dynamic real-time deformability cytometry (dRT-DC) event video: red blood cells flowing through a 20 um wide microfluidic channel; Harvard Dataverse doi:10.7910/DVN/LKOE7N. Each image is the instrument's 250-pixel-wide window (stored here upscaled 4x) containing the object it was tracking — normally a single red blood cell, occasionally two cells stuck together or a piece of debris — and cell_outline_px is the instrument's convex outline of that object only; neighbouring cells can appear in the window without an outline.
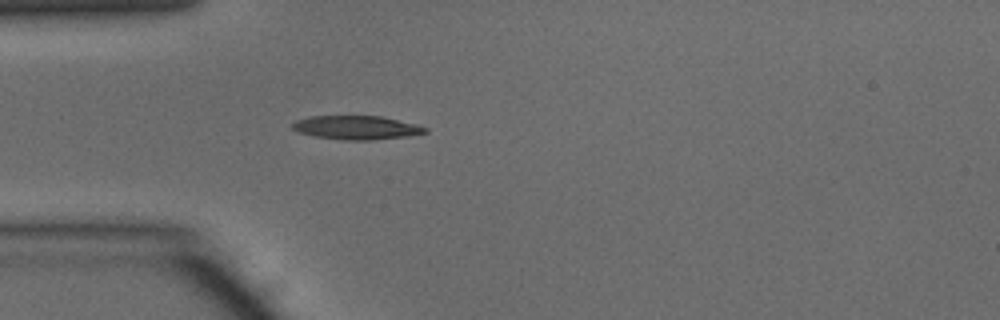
{"species": "common noctule bat (a hibernating species)", "species_latin": "Nyctalus noctula", "temperature_condition": "warm", "stored_images_in_passage": 35, "camera_frame_rate_fps": 3000, "um_per_image_px": 0.085, "animal": {"sex": "male", "body_mass_g": 15.6}, "frame": {"image": 1, "passage_image": 1, "time_ms": 0.0, "image_size_px": [1000, 320], "cell_outline_px": [[428, 132], [408, 136], [372, 140], [344, 140], [312, 136], [300, 132], [292, 128], [292, 124], [296, 120], [308, 116], [380, 116], [416, 124], [428, 128]], "centroid_in_image_um": [30.3, 10.84], "position_along_channel_um": 54.7, "area_um2": 18.38}}
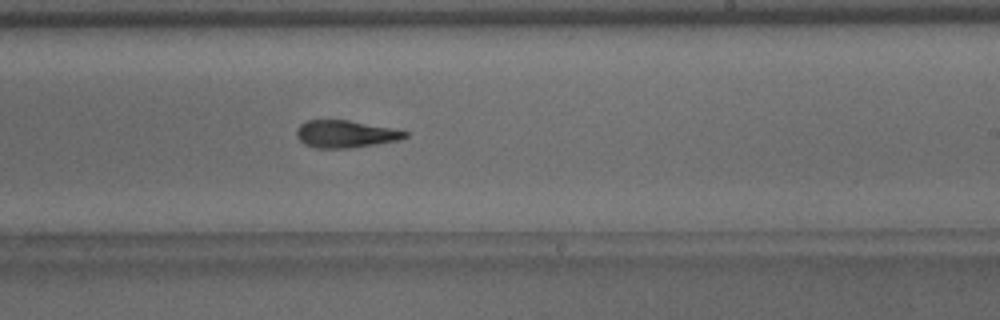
{"frame": {"image": 2, "passage_image": 16, "time_ms": 5.0, "image_size_px": [1000, 320], "cell_outline_px": [[408, 136], [396, 140], [376, 144], [348, 148], [316, 148], [304, 144], [296, 136], [296, 128], [300, 124], [308, 120], [348, 120], [404, 128], [408, 132]], "centroid_in_image_um": [29.43, 11.37], "position_along_channel_um": 259.6, "area_um2": 17.69}}
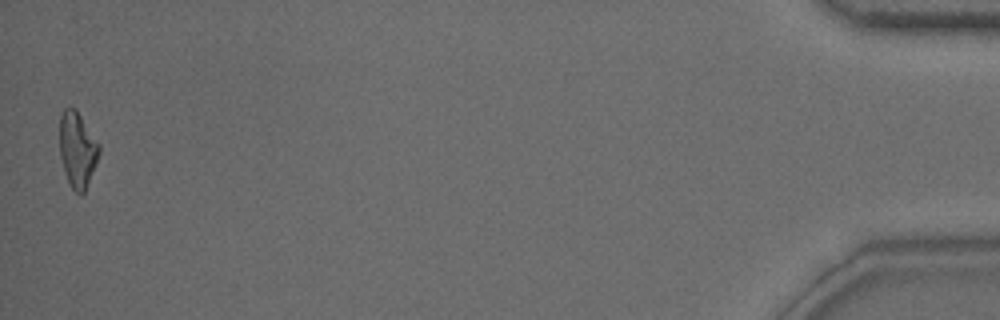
{"frame": {"image": 3, "passage_image": 35, "time_ms": 11.333, "image_size_px": [1000, 320], "cell_outline_px": [[100, 152], [84, 192], [80, 196], [72, 188], [64, 172], [60, 156], [60, 116], [64, 108], [76, 108], [100, 144]], "centroid_in_image_um": [6.58, 12.69], "position_along_channel_um": 428.6, "area_um2": 17.28}, "authors_computed_cell_mechanics": {"area_um2": 17.629, "velocity_mm_per_s": 4.1801, "shape_relaxation_time_tau1_ms": 6.8788, "shape_relaxation_time_tau2_ms": 2.6066, "deformation_change_tau1": 0.2277, "deformation_change_tau2": 0.1173}}